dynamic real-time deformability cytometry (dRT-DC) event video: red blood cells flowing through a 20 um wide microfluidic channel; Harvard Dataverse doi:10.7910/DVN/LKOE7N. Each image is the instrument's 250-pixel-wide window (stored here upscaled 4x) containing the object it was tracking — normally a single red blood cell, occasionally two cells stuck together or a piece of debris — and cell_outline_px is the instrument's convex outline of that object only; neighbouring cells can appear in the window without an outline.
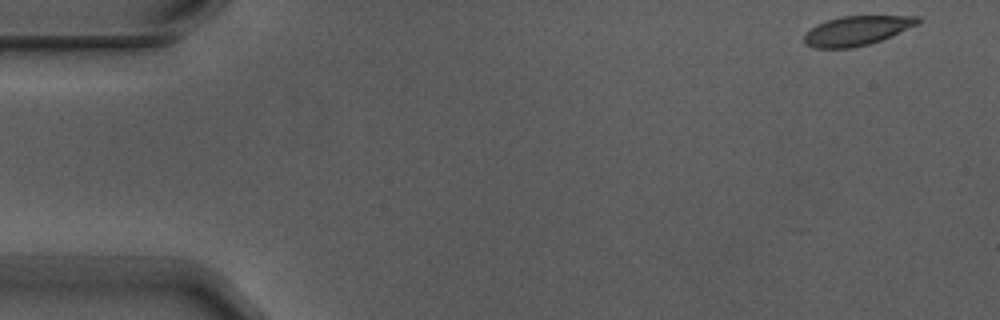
{"species": "Egyptian fruit bat (a non-hibernating species)", "species_latin": "Rousettus aegyptiacus", "temperature_condition": "warm", "stored_images_in_passage": 7, "camera_frame_rate_fps": 3000, "um_per_image_px": 0.085, "animal": {"sex": "male"}, "frame": {"image": 1, "passage_image": 1, "time_ms": 0.0, "image_size_px": [1000, 320], "cell_outline_px": [[920, 20], [916, 24], [880, 40], [868, 44], [852, 48], [816, 48], [804, 44], [804, 32], [816, 24], [840, 16], [920, 16]], "centroid_in_image_um": [72.74, 2.61], "position_along_channel_um": 12.3, "area_um2": 19.25}}
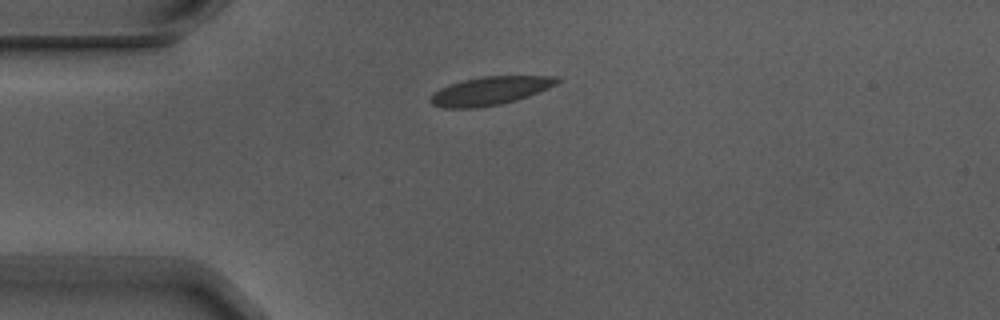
{"frame": {"image": 2, "passage_image": 4, "time_ms": 1.0, "image_size_px": [1000, 320], "cell_outline_px": [[564, 80], [548, 88], [528, 96], [516, 100], [500, 104], [476, 108], [444, 108], [432, 104], [428, 100], [440, 88], [448, 84], [464, 80], [484, 76], [560, 76]], "centroid_in_image_um": [41.69, 7.71], "position_along_channel_um": 43.3, "area_um2": 20.92}}
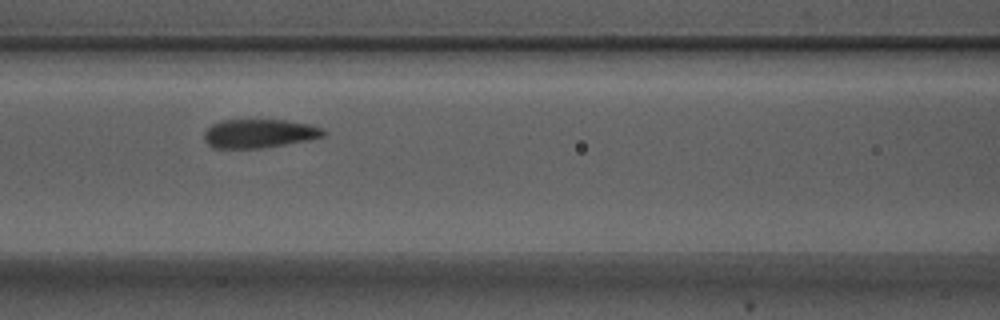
{"frame": {"image": 3, "passage_image": 7, "time_ms": 2.0, "image_size_px": [1000, 320], "cell_outline_px": [[328, 132], [324, 136], [308, 140], [260, 148], [216, 148], [208, 144], [204, 140], [204, 132], [212, 124], [220, 120], [284, 120], [312, 124], [324, 128]], "centroid_in_image_um": [22.07, 11.34], "position_along_channel_um": 144.5, "area_um2": 20.06}}